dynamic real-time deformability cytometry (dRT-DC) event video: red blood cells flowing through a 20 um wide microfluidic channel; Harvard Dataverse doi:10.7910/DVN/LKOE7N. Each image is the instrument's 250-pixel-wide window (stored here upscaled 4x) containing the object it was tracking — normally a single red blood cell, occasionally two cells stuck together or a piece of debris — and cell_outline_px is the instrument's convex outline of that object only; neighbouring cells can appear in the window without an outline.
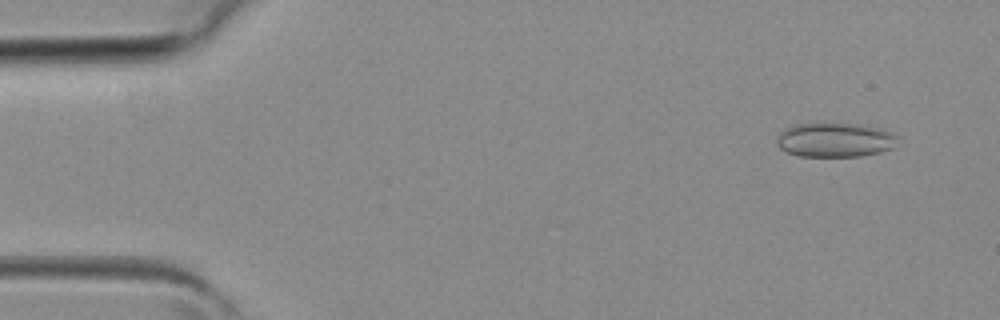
{"species": "common noctule bat (a hibernating species)", "species_latin": "Nyctalus noctula", "temperature_condition": "room temperature", "stored_images_in_passage": 4, "camera_frame_rate_fps": 3000, "um_per_image_px": 0.085, "animal": {"sex": "female", "body_mass_g": 19.3, "forearm_length_mm": 54.1}, "frame": {"image": 1, "passage_image": 1, "time_ms": 0.0, "image_size_px": [1000, 320], "cell_outline_px": [[896, 136], [892, 148], [880, 152], [860, 156], [796, 156], [784, 152], [776, 144], [776, 136], [784, 128], [792, 124], [860, 124], [880, 128], [892, 132]], "centroid_in_image_um": [70.89, 11.9], "position_along_channel_um": 14.1, "area_um2": 24.22}}